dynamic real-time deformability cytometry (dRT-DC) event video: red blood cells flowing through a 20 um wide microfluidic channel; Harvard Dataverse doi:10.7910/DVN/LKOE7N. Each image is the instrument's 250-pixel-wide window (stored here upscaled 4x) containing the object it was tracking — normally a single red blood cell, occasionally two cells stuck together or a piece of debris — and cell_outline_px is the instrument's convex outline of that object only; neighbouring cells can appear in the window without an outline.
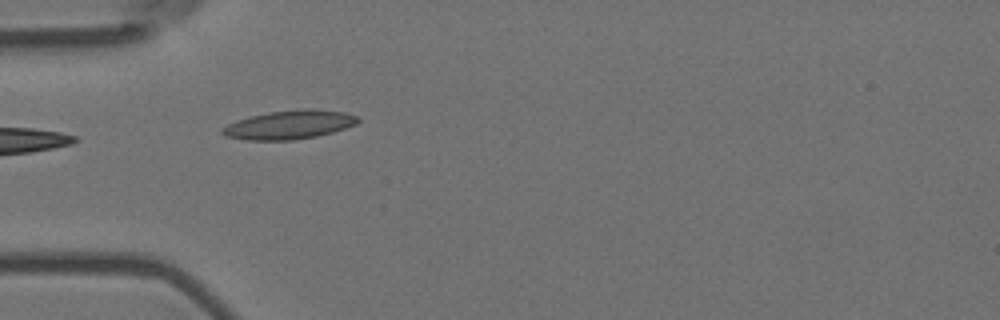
{"species": "Egyptian fruit bat (a non-hibernating species)", "species_latin": "Rousettus aegyptiacus", "temperature_condition": "room temperature", "stored_images_in_passage": 6, "camera_frame_rate_fps": 3000, "um_per_image_px": 0.085, "animal": {"sex": "female"}, "frame": {"image": 1, "passage_image": 5, "time_ms": 1.333, "image_size_px": [1000, 320], "cell_outline_px": [[360, 120], [356, 124], [332, 132], [316, 136], [292, 140], [248, 140], [224, 136], [220, 132], [220, 128], [236, 120], [248, 116], [268, 112], [304, 108], [312, 108], [344, 112], [356, 116]], "centroid_in_image_um": [24.54, 10.59], "position_along_channel_um": 60.5, "area_um2": 22.83}}
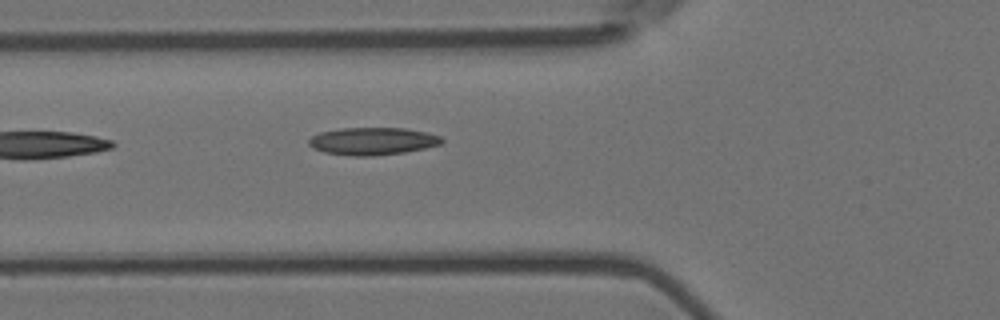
{"frame": {"image": 2, "passage_image": 6, "time_ms": 1.667, "image_size_px": [1000, 320], "cell_outline_px": [[444, 140], [440, 144], [424, 148], [404, 152], [372, 156], [352, 156], [324, 152], [312, 148], [308, 144], [308, 140], [312, 136], [320, 132], [340, 128], [404, 128], [428, 132], [440, 136]], "centroid_in_image_um": [31.65, 11.99], "position_along_channel_um": 94.1, "area_um2": 21.33}}